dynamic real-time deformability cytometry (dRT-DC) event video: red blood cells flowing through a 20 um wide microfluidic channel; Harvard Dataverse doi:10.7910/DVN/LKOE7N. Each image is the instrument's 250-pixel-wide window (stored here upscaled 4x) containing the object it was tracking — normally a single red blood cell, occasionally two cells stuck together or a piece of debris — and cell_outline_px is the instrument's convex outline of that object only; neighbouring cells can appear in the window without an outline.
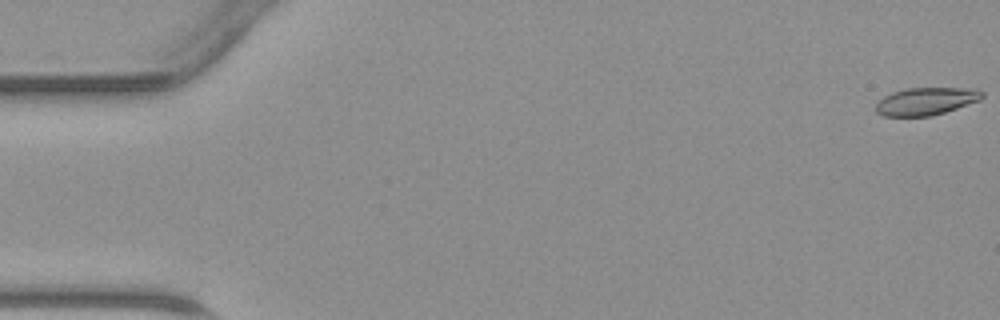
{"species": "common noctule bat (a hibernating species)", "species_latin": "Nyctalus noctula", "temperature_condition": "warm", "stored_images_in_passage": 42, "camera_frame_rate_fps": 3000, "um_per_image_px": 0.085, "animal": {"sex": "male", "body_mass_g": 23.1, "forearm_length_mm": 52.7}, "frame": {"image": 1, "passage_image": 1, "time_ms": 0.0, "image_size_px": [1000, 320], "cell_outline_px": [[984, 96], [980, 100], [932, 116], [884, 116], [876, 112], [876, 104], [884, 96], [892, 92], [908, 88], [976, 88], [984, 92]], "centroid_in_image_um": [78.73, 8.6], "position_along_channel_um": 6.3, "area_um2": 17.05}}
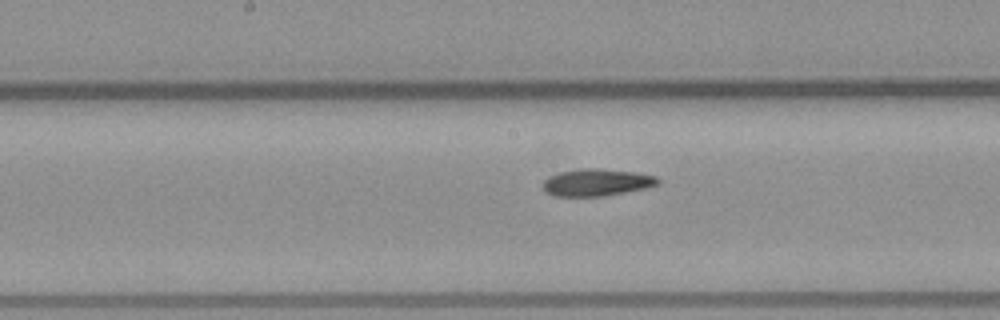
{"frame": {"image": 2, "passage_image": 24, "time_ms": 7.667, "image_size_px": [1000, 320], "cell_outline_px": [[660, 184], [644, 188], [604, 196], [552, 196], [544, 192], [544, 180], [548, 176], [560, 172], [580, 168], [596, 168], [636, 172], [656, 176], [660, 180]], "centroid_in_image_um": [50.7, 15.5], "position_along_channel_um": 197.5, "area_um2": 18.21}}
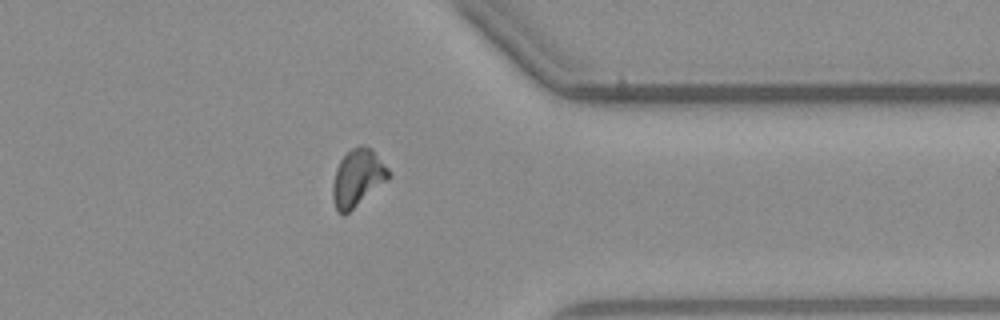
{"frame": {"image": 3, "passage_image": 37, "time_ms": 12.0, "image_size_px": [1000, 320], "cell_outline_px": [[392, 176], [388, 180], [344, 216], [336, 208], [332, 200], [332, 184], [336, 168], [340, 160], [352, 148], [360, 144], [364, 144], [372, 148], [392, 172]], "centroid_in_image_um": [30.42, 15.1], "position_along_channel_um": 381.0, "area_um2": 18.9}}